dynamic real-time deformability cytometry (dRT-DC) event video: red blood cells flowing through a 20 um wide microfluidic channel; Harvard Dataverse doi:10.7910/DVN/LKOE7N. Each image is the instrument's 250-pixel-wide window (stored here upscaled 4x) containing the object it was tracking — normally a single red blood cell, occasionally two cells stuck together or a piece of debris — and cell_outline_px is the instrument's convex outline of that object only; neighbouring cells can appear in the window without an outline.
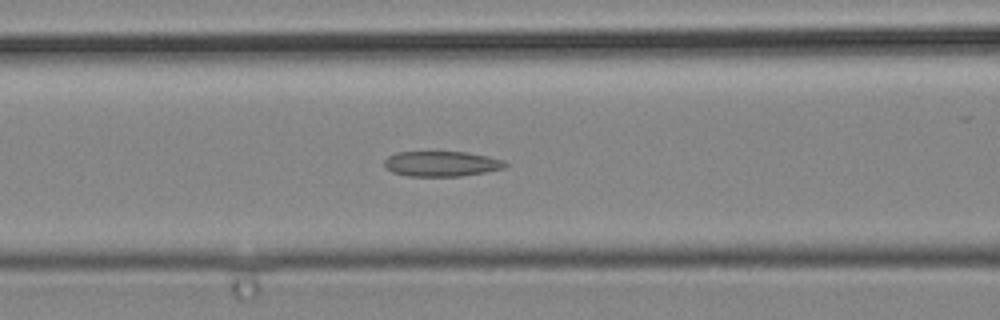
{"species": "common noctule bat (a hibernating species)", "species_latin": "Nyctalus noctula", "temperature_condition": "cold", "stored_images_in_passage": 44, "camera_frame_rate_fps": 3000, "um_per_image_px": 0.085, "animal": {"sex": "male", "body_mass_g": 19.2, "forearm_length_mm": 51.8}, "frame": {"image": 1, "passage_image": 18, "time_ms": 5.667, "image_size_px": [1000, 320], "cell_outline_px": [[508, 164], [504, 168], [484, 172], [460, 176], [408, 176], [392, 172], [384, 168], [384, 160], [388, 156], [396, 152], [468, 152], [488, 156], [504, 160]], "centroid_in_image_um": [37.51, 13.92], "position_along_channel_um": 129.1, "area_um2": 17.86}}
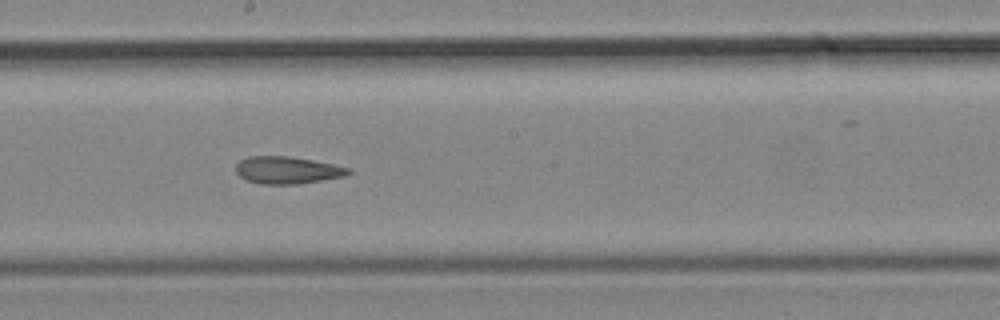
{"frame": {"image": 2, "passage_image": 24, "time_ms": 7.667, "image_size_px": [1000, 320], "cell_outline_px": [[352, 172], [344, 176], [296, 184], [260, 184], [248, 180], [240, 176], [236, 172], [236, 164], [240, 160], [248, 156], [288, 156], [312, 160], [352, 168]], "centroid_in_image_um": [24.41, 14.45], "position_along_channel_um": 223.8, "area_um2": 17.74}}
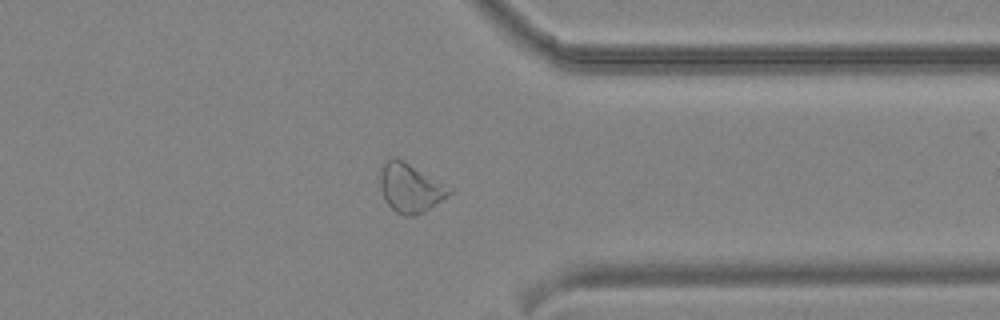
{"frame": {"image": 3, "passage_image": 34, "time_ms": 11.0, "image_size_px": [1000, 320], "cell_outline_px": [[452, 192], [448, 196], [424, 212], [416, 216], [404, 216], [396, 212], [384, 200], [380, 188], [380, 164], [392, 156], [396, 156], [452, 188]], "centroid_in_image_um": [34.83, 15.96], "position_along_channel_um": 376.6, "area_um2": 19.94}}